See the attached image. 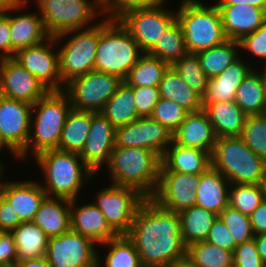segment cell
Here are the masks:
<instances>
[{"mask_svg": "<svg viewBox=\"0 0 266 267\" xmlns=\"http://www.w3.org/2000/svg\"><path fill=\"white\" fill-rule=\"evenodd\" d=\"M138 251L143 267H167L187 255L179 213L168 211L147 198L125 234Z\"/></svg>", "mask_w": 266, "mask_h": 267, "instance_id": "cell-1", "label": "cell"}, {"mask_svg": "<svg viewBox=\"0 0 266 267\" xmlns=\"http://www.w3.org/2000/svg\"><path fill=\"white\" fill-rule=\"evenodd\" d=\"M42 170V185L47 197L77 199L79 192L96 174L76 154L59 149L43 151L34 157Z\"/></svg>", "mask_w": 266, "mask_h": 267, "instance_id": "cell-2", "label": "cell"}, {"mask_svg": "<svg viewBox=\"0 0 266 267\" xmlns=\"http://www.w3.org/2000/svg\"><path fill=\"white\" fill-rule=\"evenodd\" d=\"M71 108L69 96L64 90L48 91L35 102L31 110L27 145L18 155V160L22 162L29 155L35 157L43 151L58 149L62 129Z\"/></svg>", "mask_w": 266, "mask_h": 267, "instance_id": "cell-3", "label": "cell"}, {"mask_svg": "<svg viewBox=\"0 0 266 267\" xmlns=\"http://www.w3.org/2000/svg\"><path fill=\"white\" fill-rule=\"evenodd\" d=\"M161 156L153 150L114 146L107 172L110 184L128 186L151 198L158 187Z\"/></svg>", "mask_w": 266, "mask_h": 267, "instance_id": "cell-4", "label": "cell"}, {"mask_svg": "<svg viewBox=\"0 0 266 267\" xmlns=\"http://www.w3.org/2000/svg\"><path fill=\"white\" fill-rule=\"evenodd\" d=\"M143 54L139 44L119 20L100 19L95 70L124 80Z\"/></svg>", "mask_w": 266, "mask_h": 267, "instance_id": "cell-5", "label": "cell"}, {"mask_svg": "<svg viewBox=\"0 0 266 267\" xmlns=\"http://www.w3.org/2000/svg\"><path fill=\"white\" fill-rule=\"evenodd\" d=\"M211 167L230 184H262L266 160L257 156L239 136L220 137L211 154Z\"/></svg>", "mask_w": 266, "mask_h": 267, "instance_id": "cell-6", "label": "cell"}, {"mask_svg": "<svg viewBox=\"0 0 266 267\" xmlns=\"http://www.w3.org/2000/svg\"><path fill=\"white\" fill-rule=\"evenodd\" d=\"M176 9L188 53L197 54L224 43L227 37L216 4L206 6L200 0H181Z\"/></svg>", "mask_w": 266, "mask_h": 267, "instance_id": "cell-7", "label": "cell"}, {"mask_svg": "<svg viewBox=\"0 0 266 267\" xmlns=\"http://www.w3.org/2000/svg\"><path fill=\"white\" fill-rule=\"evenodd\" d=\"M90 1L35 0V3L46 32L55 37L67 31L90 28L97 24L98 16L105 18L102 4L98 0Z\"/></svg>", "mask_w": 266, "mask_h": 267, "instance_id": "cell-8", "label": "cell"}, {"mask_svg": "<svg viewBox=\"0 0 266 267\" xmlns=\"http://www.w3.org/2000/svg\"><path fill=\"white\" fill-rule=\"evenodd\" d=\"M63 38L66 40L63 42ZM58 46L59 71L62 83L95 70L99 42V22L87 29L71 30L55 36Z\"/></svg>", "mask_w": 266, "mask_h": 267, "instance_id": "cell-9", "label": "cell"}, {"mask_svg": "<svg viewBox=\"0 0 266 267\" xmlns=\"http://www.w3.org/2000/svg\"><path fill=\"white\" fill-rule=\"evenodd\" d=\"M119 77L92 70L65 85L73 109L101 112L122 83Z\"/></svg>", "mask_w": 266, "mask_h": 267, "instance_id": "cell-10", "label": "cell"}, {"mask_svg": "<svg viewBox=\"0 0 266 267\" xmlns=\"http://www.w3.org/2000/svg\"><path fill=\"white\" fill-rule=\"evenodd\" d=\"M107 186L96 193L93 203L104 214L106 222L120 235H125L147 197L132 187L114 184Z\"/></svg>", "mask_w": 266, "mask_h": 267, "instance_id": "cell-11", "label": "cell"}, {"mask_svg": "<svg viewBox=\"0 0 266 267\" xmlns=\"http://www.w3.org/2000/svg\"><path fill=\"white\" fill-rule=\"evenodd\" d=\"M163 6L165 3L152 8L130 10L118 19L144 53H148L177 21L176 11Z\"/></svg>", "mask_w": 266, "mask_h": 267, "instance_id": "cell-12", "label": "cell"}, {"mask_svg": "<svg viewBox=\"0 0 266 267\" xmlns=\"http://www.w3.org/2000/svg\"><path fill=\"white\" fill-rule=\"evenodd\" d=\"M96 246L91 239L70 229L49 237L45 257L51 267H97Z\"/></svg>", "mask_w": 266, "mask_h": 267, "instance_id": "cell-13", "label": "cell"}, {"mask_svg": "<svg viewBox=\"0 0 266 267\" xmlns=\"http://www.w3.org/2000/svg\"><path fill=\"white\" fill-rule=\"evenodd\" d=\"M56 46L55 37L49 36L37 45L17 51L13 57L49 91H62L65 88L60 76Z\"/></svg>", "mask_w": 266, "mask_h": 267, "instance_id": "cell-14", "label": "cell"}, {"mask_svg": "<svg viewBox=\"0 0 266 267\" xmlns=\"http://www.w3.org/2000/svg\"><path fill=\"white\" fill-rule=\"evenodd\" d=\"M172 132L151 116L139 117L128 125L115 128V146L153 150L161 157L172 143Z\"/></svg>", "mask_w": 266, "mask_h": 267, "instance_id": "cell-15", "label": "cell"}, {"mask_svg": "<svg viewBox=\"0 0 266 267\" xmlns=\"http://www.w3.org/2000/svg\"><path fill=\"white\" fill-rule=\"evenodd\" d=\"M199 176L179 172H160L158 187L151 197L162 208L181 212L195 205Z\"/></svg>", "mask_w": 266, "mask_h": 267, "instance_id": "cell-16", "label": "cell"}, {"mask_svg": "<svg viewBox=\"0 0 266 267\" xmlns=\"http://www.w3.org/2000/svg\"><path fill=\"white\" fill-rule=\"evenodd\" d=\"M32 104L0 95V137L18 156L27 145Z\"/></svg>", "mask_w": 266, "mask_h": 267, "instance_id": "cell-17", "label": "cell"}, {"mask_svg": "<svg viewBox=\"0 0 266 267\" xmlns=\"http://www.w3.org/2000/svg\"><path fill=\"white\" fill-rule=\"evenodd\" d=\"M49 90L13 58L0 59V95L34 104Z\"/></svg>", "mask_w": 266, "mask_h": 267, "instance_id": "cell-18", "label": "cell"}, {"mask_svg": "<svg viewBox=\"0 0 266 267\" xmlns=\"http://www.w3.org/2000/svg\"><path fill=\"white\" fill-rule=\"evenodd\" d=\"M28 4H30L29 0H16L4 13L8 17L10 25L11 58L17 51L37 45L49 37L39 11L15 14L21 9L22 11L25 8L28 9Z\"/></svg>", "mask_w": 266, "mask_h": 267, "instance_id": "cell-19", "label": "cell"}, {"mask_svg": "<svg viewBox=\"0 0 266 267\" xmlns=\"http://www.w3.org/2000/svg\"><path fill=\"white\" fill-rule=\"evenodd\" d=\"M89 134L78 154L83 162L98 176L100 169L109 163L115 146V127L101 113L92 112Z\"/></svg>", "mask_w": 266, "mask_h": 267, "instance_id": "cell-20", "label": "cell"}, {"mask_svg": "<svg viewBox=\"0 0 266 267\" xmlns=\"http://www.w3.org/2000/svg\"><path fill=\"white\" fill-rule=\"evenodd\" d=\"M78 199L70 200L71 230L91 239L98 246L117 239L120 234L105 220L104 214L93 203L77 205Z\"/></svg>", "mask_w": 266, "mask_h": 267, "instance_id": "cell-21", "label": "cell"}, {"mask_svg": "<svg viewBox=\"0 0 266 267\" xmlns=\"http://www.w3.org/2000/svg\"><path fill=\"white\" fill-rule=\"evenodd\" d=\"M38 180H5L0 193L6 198L22 222L33 221L41 203L47 197Z\"/></svg>", "mask_w": 266, "mask_h": 267, "instance_id": "cell-22", "label": "cell"}, {"mask_svg": "<svg viewBox=\"0 0 266 267\" xmlns=\"http://www.w3.org/2000/svg\"><path fill=\"white\" fill-rule=\"evenodd\" d=\"M172 141L180 146L197 148L212 154L217 136L208 115L202 109L187 114L173 132Z\"/></svg>", "mask_w": 266, "mask_h": 267, "instance_id": "cell-23", "label": "cell"}, {"mask_svg": "<svg viewBox=\"0 0 266 267\" xmlns=\"http://www.w3.org/2000/svg\"><path fill=\"white\" fill-rule=\"evenodd\" d=\"M227 39L241 41L254 33L266 19V11L250 5H216Z\"/></svg>", "mask_w": 266, "mask_h": 267, "instance_id": "cell-24", "label": "cell"}, {"mask_svg": "<svg viewBox=\"0 0 266 267\" xmlns=\"http://www.w3.org/2000/svg\"><path fill=\"white\" fill-rule=\"evenodd\" d=\"M160 172L200 175L211 167V154L197 148L180 146L172 141L161 157Z\"/></svg>", "mask_w": 266, "mask_h": 267, "instance_id": "cell-25", "label": "cell"}, {"mask_svg": "<svg viewBox=\"0 0 266 267\" xmlns=\"http://www.w3.org/2000/svg\"><path fill=\"white\" fill-rule=\"evenodd\" d=\"M243 56L229 65L221 74L210 78L203 103L235 101L236 91L244 78L253 69Z\"/></svg>", "mask_w": 266, "mask_h": 267, "instance_id": "cell-26", "label": "cell"}, {"mask_svg": "<svg viewBox=\"0 0 266 267\" xmlns=\"http://www.w3.org/2000/svg\"><path fill=\"white\" fill-rule=\"evenodd\" d=\"M230 182L210 167L200 174L195 205L219 215L229 205Z\"/></svg>", "mask_w": 266, "mask_h": 267, "instance_id": "cell-27", "label": "cell"}, {"mask_svg": "<svg viewBox=\"0 0 266 267\" xmlns=\"http://www.w3.org/2000/svg\"><path fill=\"white\" fill-rule=\"evenodd\" d=\"M217 138L240 136L247 115L235 101L203 103Z\"/></svg>", "mask_w": 266, "mask_h": 267, "instance_id": "cell-28", "label": "cell"}, {"mask_svg": "<svg viewBox=\"0 0 266 267\" xmlns=\"http://www.w3.org/2000/svg\"><path fill=\"white\" fill-rule=\"evenodd\" d=\"M33 222L48 237L58 236L71 229L70 200L46 197L36 212Z\"/></svg>", "mask_w": 266, "mask_h": 267, "instance_id": "cell-29", "label": "cell"}, {"mask_svg": "<svg viewBox=\"0 0 266 267\" xmlns=\"http://www.w3.org/2000/svg\"><path fill=\"white\" fill-rule=\"evenodd\" d=\"M159 92L160 98L172 100L188 112L203 109L202 97L193 91L171 66L160 81Z\"/></svg>", "mask_w": 266, "mask_h": 267, "instance_id": "cell-30", "label": "cell"}, {"mask_svg": "<svg viewBox=\"0 0 266 267\" xmlns=\"http://www.w3.org/2000/svg\"><path fill=\"white\" fill-rule=\"evenodd\" d=\"M260 72L253 67L236 91L235 102L247 116L266 113V88Z\"/></svg>", "mask_w": 266, "mask_h": 267, "instance_id": "cell-31", "label": "cell"}, {"mask_svg": "<svg viewBox=\"0 0 266 267\" xmlns=\"http://www.w3.org/2000/svg\"><path fill=\"white\" fill-rule=\"evenodd\" d=\"M17 250V262L44 257L49 237L33 221L22 222L12 230Z\"/></svg>", "mask_w": 266, "mask_h": 267, "instance_id": "cell-32", "label": "cell"}, {"mask_svg": "<svg viewBox=\"0 0 266 267\" xmlns=\"http://www.w3.org/2000/svg\"><path fill=\"white\" fill-rule=\"evenodd\" d=\"M91 123L92 111L71 108L62 129L58 149L79 154L90 132Z\"/></svg>", "mask_w": 266, "mask_h": 267, "instance_id": "cell-33", "label": "cell"}, {"mask_svg": "<svg viewBox=\"0 0 266 267\" xmlns=\"http://www.w3.org/2000/svg\"><path fill=\"white\" fill-rule=\"evenodd\" d=\"M184 244L204 241L218 215L199 206H192L179 212Z\"/></svg>", "mask_w": 266, "mask_h": 267, "instance_id": "cell-34", "label": "cell"}, {"mask_svg": "<svg viewBox=\"0 0 266 267\" xmlns=\"http://www.w3.org/2000/svg\"><path fill=\"white\" fill-rule=\"evenodd\" d=\"M101 113L115 128L128 125L138 119L132 87L122 81L114 95L106 102Z\"/></svg>", "mask_w": 266, "mask_h": 267, "instance_id": "cell-35", "label": "cell"}, {"mask_svg": "<svg viewBox=\"0 0 266 267\" xmlns=\"http://www.w3.org/2000/svg\"><path fill=\"white\" fill-rule=\"evenodd\" d=\"M239 49V41L228 39L220 45L198 52L197 57L202 70L210 79L221 74L242 56Z\"/></svg>", "mask_w": 266, "mask_h": 267, "instance_id": "cell-36", "label": "cell"}, {"mask_svg": "<svg viewBox=\"0 0 266 267\" xmlns=\"http://www.w3.org/2000/svg\"><path fill=\"white\" fill-rule=\"evenodd\" d=\"M169 65L154 56L144 53L123 80L129 86L159 87Z\"/></svg>", "mask_w": 266, "mask_h": 267, "instance_id": "cell-37", "label": "cell"}, {"mask_svg": "<svg viewBox=\"0 0 266 267\" xmlns=\"http://www.w3.org/2000/svg\"><path fill=\"white\" fill-rule=\"evenodd\" d=\"M101 245L108 248V253L103 257L105 260H102L100 252L97 251V267H143L138 251L126 235H120L117 239Z\"/></svg>", "mask_w": 266, "mask_h": 267, "instance_id": "cell-38", "label": "cell"}, {"mask_svg": "<svg viewBox=\"0 0 266 267\" xmlns=\"http://www.w3.org/2000/svg\"><path fill=\"white\" fill-rule=\"evenodd\" d=\"M188 53L181 24L176 21L164 32L158 43L148 52L149 55L165 61L169 66Z\"/></svg>", "mask_w": 266, "mask_h": 267, "instance_id": "cell-39", "label": "cell"}, {"mask_svg": "<svg viewBox=\"0 0 266 267\" xmlns=\"http://www.w3.org/2000/svg\"><path fill=\"white\" fill-rule=\"evenodd\" d=\"M187 255L198 267H233V252L206 240L190 244Z\"/></svg>", "mask_w": 266, "mask_h": 267, "instance_id": "cell-40", "label": "cell"}, {"mask_svg": "<svg viewBox=\"0 0 266 267\" xmlns=\"http://www.w3.org/2000/svg\"><path fill=\"white\" fill-rule=\"evenodd\" d=\"M266 199L262 184H231L229 205L242 214L250 216Z\"/></svg>", "mask_w": 266, "mask_h": 267, "instance_id": "cell-41", "label": "cell"}, {"mask_svg": "<svg viewBox=\"0 0 266 267\" xmlns=\"http://www.w3.org/2000/svg\"><path fill=\"white\" fill-rule=\"evenodd\" d=\"M188 86L202 98L205 95L209 78L200 66L195 53H187L182 59L171 65Z\"/></svg>", "mask_w": 266, "mask_h": 267, "instance_id": "cell-42", "label": "cell"}, {"mask_svg": "<svg viewBox=\"0 0 266 267\" xmlns=\"http://www.w3.org/2000/svg\"><path fill=\"white\" fill-rule=\"evenodd\" d=\"M239 137L257 156L266 160V113L247 116Z\"/></svg>", "mask_w": 266, "mask_h": 267, "instance_id": "cell-43", "label": "cell"}, {"mask_svg": "<svg viewBox=\"0 0 266 267\" xmlns=\"http://www.w3.org/2000/svg\"><path fill=\"white\" fill-rule=\"evenodd\" d=\"M218 216L227 226L237 245L254 239L248 215L228 205Z\"/></svg>", "mask_w": 266, "mask_h": 267, "instance_id": "cell-44", "label": "cell"}, {"mask_svg": "<svg viewBox=\"0 0 266 267\" xmlns=\"http://www.w3.org/2000/svg\"><path fill=\"white\" fill-rule=\"evenodd\" d=\"M188 113L176 102L160 98L154 107L151 117L173 133Z\"/></svg>", "mask_w": 266, "mask_h": 267, "instance_id": "cell-45", "label": "cell"}, {"mask_svg": "<svg viewBox=\"0 0 266 267\" xmlns=\"http://www.w3.org/2000/svg\"><path fill=\"white\" fill-rule=\"evenodd\" d=\"M165 2L166 0H106L102 4V11L105 18L118 20L130 10L152 8Z\"/></svg>", "mask_w": 266, "mask_h": 267, "instance_id": "cell-46", "label": "cell"}, {"mask_svg": "<svg viewBox=\"0 0 266 267\" xmlns=\"http://www.w3.org/2000/svg\"><path fill=\"white\" fill-rule=\"evenodd\" d=\"M135 98L136 111L139 117L151 116L160 99L159 87L131 86Z\"/></svg>", "mask_w": 266, "mask_h": 267, "instance_id": "cell-47", "label": "cell"}, {"mask_svg": "<svg viewBox=\"0 0 266 267\" xmlns=\"http://www.w3.org/2000/svg\"><path fill=\"white\" fill-rule=\"evenodd\" d=\"M240 42L241 51L249 53L255 59L262 61L266 65V19L260 28L254 33L245 36ZM247 50V51H246Z\"/></svg>", "mask_w": 266, "mask_h": 267, "instance_id": "cell-48", "label": "cell"}, {"mask_svg": "<svg viewBox=\"0 0 266 267\" xmlns=\"http://www.w3.org/2000/svg\"><path fill=\"white\" fill-rule=\"evenodd\" d=\"M233 267H266L257 252L255 239L236 246L233 252Z\"/></svg>", "mask_w": 266, "mask_h": 267, "instance_id": "cell-49", "label": "cell"}, {"mask_svg": "<svg viewBox=\"0 0 266 267\" xmlns=\"http://www.w3.org/2000/svg\"><path fill=\"white\" fill-rule=\"evenodd\" d=\"M206 241L220 248L234 252L237 244L225 223L217 217L214 221Z\"/></svg>", "mask_w": 266, "mask_h": 267, "instance_id": "cell-50", "label": "cell"}, {"mask_svg": "<svg viewBox=\"0 0 266 267\" xmlns=\"http://www.w3.org/2000/svg\"><path fill=\"white\" fill-rule=\"evenodd\" d=\"M17 262V250L11 232L0 233V267H13Z\"/></svg>", "mask_w": 266, "mask_h": 267, "instance_id": "cell-51", "label": "cell"}, {"mask_svg": "<svg viewBox=\"0 0 266 267\" xmlns=\"http://www.w3.org/2000/svg\"><path fill=\"white\" fill-rule=\"evenodd\" d=\"M21 223L22 221L20 220L18 214L14 211V208L0 193V230L11 232Z\"/></svg>", "mask_w": 266, "mask_h": 267, "instance_id": "cell-52", "label": "cell"}, {"mask_svg": "<svg viewBox=\"0 0 266 267\" xmlns=\"http://www.w3.org/2000/svg\"><path fill=\"white\" fill-rule=\"evenodd\" d=\"M9 19L5 14H0V59L11 58Z\"/></svg>", "mask_w": 266, "mask_h": 267, "instance_id": "cell-53", "label": "cell"}, {"mask_svg": "<svg viewBox=\"0 0 266 267\" xmlns=\"http://www.w3.org/2000/svg\"><path fill=\"white\" fill-rule=\"evenodd\" d=\"M254 235L266 233V199L249 216Z\"/></svg>", "mask_w": 266, "mask_h": 267, "instance_id": "cell-54", "label": "cell"}, {"mask_svg": "<svg viewBox=\"0 0 266 267\" xmlns=\"http://www.w3.org/2000/svg\"><path fill=\"white\" fill-rule=\"evenodd\" d=\"M216 5H250L266 11V0H217Z\"/></svg>", "mask_w": 266, "mask_h": 267, "instance_id": "cell-55", "label": "cell"}, {"mask_svg": "<svg viewBox=\"0 0 266 267\" xmlns=\"http://www.w3.org/2000/svg\"><path fill=\"white\" fill-rule=\"evenodd\" d=\"M13 267H51L46 257L18 261Z\"/></svg>", "mask_w": 266, "mask_h": 267, "instance_id": "cell-56", "label": "cell"}, {"mask_svg": "<svg viewBox=\"0 0 266 267\" xmlns=\"http://www.w3.org/2000/svg\"><path fill=\"white\" fill-rule=\"evenodd\" d=\"M254 239L257 246V252L266 264V233L256 235Z\"/></svg>", "mask_w": 266, "mask_h": 267, "instance_id": "cell-57", "label": "cell"}, {"mask_svg": "<svg viewBox=\"0 0 266 267\" xmlns=\"http://www.w3.org/2000/svg\"><path fill=\"white\" fill-rule=\"evenodd\" d=\"M167 267H198L191 258L186 255L183 258L177 259Z\"/></svg>", "mask_w": 266, "mask_h": 267, "instance_id": "cell-58", "label": "cell"}, {"mask_svg": "<svg viewBox=\"0 0 266 267\" xmlns=\"http://www.w3.org/2000/svg\"><path fill=\"white\" fill-rule=\"evenodd\" d=\"M16 0H0V14H4Z\"/></svg>", "mask_w": 266, "mask_h": 267, "instance_id": "cell-59", "label": "cell"}, {"mask_svg": "<svg viewBox=\"0 0 266 267\" xmlns=\"http://www.w3.org/2000/svg\"><path fill=\"white\" fill-rule=\"evenodd\" d=\"M5 148L6 150H9L8 152H10L11 156H13L15 160H18V156L2 141L0 137V152L4 150Z\"/></svg>", "mask_w": 266, "mask_h": 267, "instance_id": "cell-60", "label": "cell"}, {"mask_svg": "<svg viewBox=\"0 0 266 267\" xmlns=\"http://www.w3.org/2000/svg\"><path fill=\"white\" fill-rule=\"evenodd\" d=\"M4 163H1L0 162V187H1V185H2V178L4 177V171H6L5 169L6 168H4V165H3Z\"/></svg>", "mask_w": 266, "mask_h": 267, "instance_id": "cell-61", "label": "cell"}, {"mask_svg": "<svg viewBox=\"0 0 266 267\" xmlns=\"http://www.w3.org/2000/svg\"><path fill=\"white\" fill-rule=\"evenodd\" d=\"M262 187H263V191H264L265 197H266V167H265V171H264V178H263V182H262Z\"/></svg>", "mask_w": 266, "mask_h": 267, "instance_id": "cell-62", "label": "cell"}, {"mask_svg": "<svg viewBox=\"0 0 266 267\" xmlns=\"http://www.w3.org/2000/svg\"><path fill=\"white\" fill-rule=\"evenodd\" d=\"M262 69V74H263V78H264V82H265V88H266V65L264 66V68Z\"/></svg>", "mask_w": 266, "mask_h": 267, "instance_id": "cell-63", "label": "cell"}, {"mask_svg": "<svg viewBox=\"0 0 266 267\" xmlns=\"http://www.w3.org/2000/svg\"><path fill=\"white\" fill-rule=\"evenodd\" d=\"M101 4H103L106 0H98Z\"/></svg>", "mask_w": 266, "mask_h": 267, "instance_id": "cell-64", "label": "cell"}]
</instances>
